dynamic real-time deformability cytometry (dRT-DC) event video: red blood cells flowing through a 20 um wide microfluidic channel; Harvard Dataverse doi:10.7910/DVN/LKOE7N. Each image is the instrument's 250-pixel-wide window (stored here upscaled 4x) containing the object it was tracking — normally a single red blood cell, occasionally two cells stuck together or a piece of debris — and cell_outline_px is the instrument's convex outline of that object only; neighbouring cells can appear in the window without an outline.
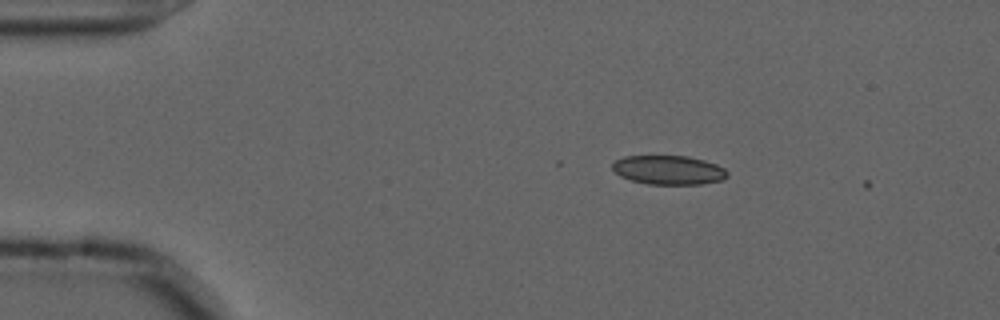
{"species": "common noctule bat (a hibernating species)", "species_latin": "Nyctalus noctula", "temperature_condition": "cold", "stored_images_in_passage": 3, "camera_frame_rate_fps": 3000, "um_per_image_px": 0.085, "animal": {"sex": "male", "forearm_length_mm": 52.5}, "frame": {"image": 1, "passage_image": 1, "time_ms": 0.0, "image_size_px": [1000, 320], "cell_outline_px": [[728, 176], [724, 180], [700, 184], [648, 184], [632, 180], [620, 176], [612, 168], [612, 164], [616, 160], [624, 156], [688, 156], [704, 160], [716, 164], [724, 168], [728, 172]], "centroid_in_image_um": [56.86, 14.45], "position_along_channel_um": 28.1, "area_um2": 19.48}}